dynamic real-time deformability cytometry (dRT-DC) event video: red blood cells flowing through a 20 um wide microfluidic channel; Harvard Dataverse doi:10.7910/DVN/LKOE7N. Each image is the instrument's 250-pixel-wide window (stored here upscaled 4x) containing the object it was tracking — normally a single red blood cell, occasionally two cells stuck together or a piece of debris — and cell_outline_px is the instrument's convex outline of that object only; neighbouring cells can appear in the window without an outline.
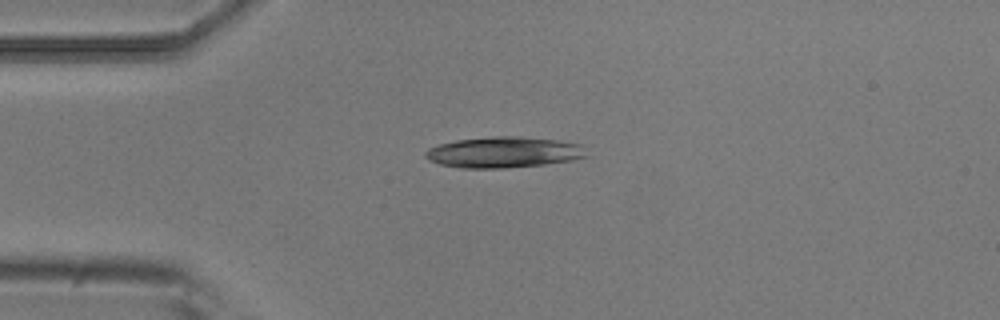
{"species": "common noctule bat (a hibernating species)", "species_latin": "Nyctalus noctula", "temperature_condition": "room temperature", "stored_images_in_passage": 8, "camera_frame_rate_fps": 3000, "um_per_image_px": 0.085, "animal": {"sex": "male", "body_mass_g": 20.5, "forearm_length_mm": 52.5}, "frame": {"image": 1, "passage_image": 3, "time_ms": 0.667, "image_size_px": [1000, 320], "cell_outline_px": [[588, 156], [572, 160], [544, 164], [504, 168], [464, 168], [440, 164], [428, 160], [424, 156], [424, 152], [428, 148], [440, 144], [456, 140], [496, 136], [516, 136], [556, 140], [580, 144]], "centroid_in_image_um": [42.78, 12.94], "position_along_channel_um": 42.2, "area_um2": 28.84}}
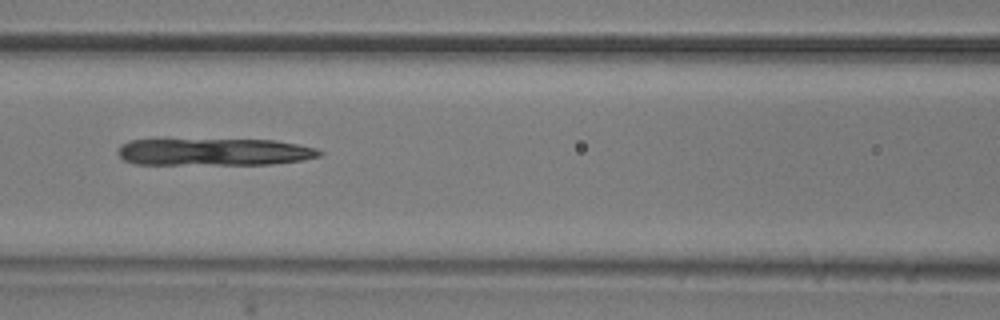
{"frame": {"image": 2, "passage_image": 6, "time_ms": 1.667, "image_size_px": [1000, 320], "cell_outline_px": [[324, 152], [320, 156], [304, 160], [272, 164], [132, 164], [124, 160], [116, 152], [120, 144], [128, 140], [276, 140], [316, 148]], "centroid_in_image_um": [18.2, 12.92], "position_along_channel_um": 148.4, "area_um2": 31.96}}